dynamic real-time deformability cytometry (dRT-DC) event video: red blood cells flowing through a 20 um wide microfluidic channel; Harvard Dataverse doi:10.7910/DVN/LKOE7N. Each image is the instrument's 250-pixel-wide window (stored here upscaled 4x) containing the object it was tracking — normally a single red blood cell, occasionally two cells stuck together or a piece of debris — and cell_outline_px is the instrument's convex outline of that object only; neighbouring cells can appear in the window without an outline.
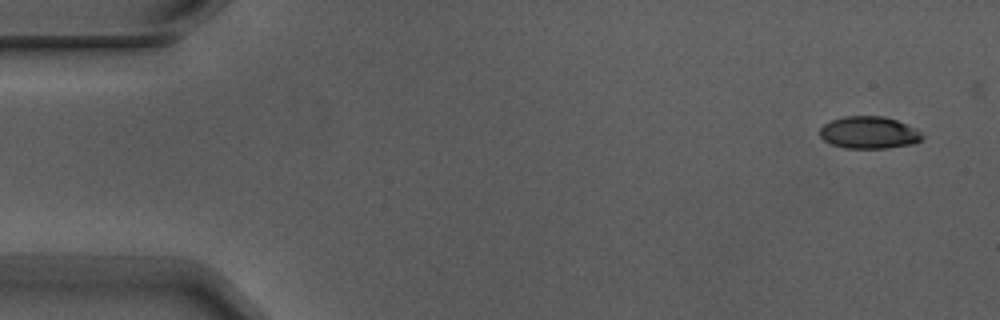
{"species": "Egyptian fruit bat (a non-hibernating species)", "species_latin": "Rousettus aegyptiacus", "temperature_condition": "warm", "stored_images_in_passage": 3, "camera_frame_rate_fps": 3000, "um_per_image_px": 0.085, "animal": {"sex": "male"}, "frame": {"image": 1, "passage_image": 1, "time_ms": 0.0, "image_size_px": [1000, 320], "cell_outline_px": [[924, 136], [920, 140], [912, 144], [884, 148], [844, 148], [832, 144], [824, 140], [820, 136], [820, 128], [824, 124], [832, 120], [844, 116], [884, 116], [896, 120], [916, 128]], "centroid_in_image_um": [73.86, 11.26], "position_along_channel_um": 11.1, "area_um2": 19.13}}